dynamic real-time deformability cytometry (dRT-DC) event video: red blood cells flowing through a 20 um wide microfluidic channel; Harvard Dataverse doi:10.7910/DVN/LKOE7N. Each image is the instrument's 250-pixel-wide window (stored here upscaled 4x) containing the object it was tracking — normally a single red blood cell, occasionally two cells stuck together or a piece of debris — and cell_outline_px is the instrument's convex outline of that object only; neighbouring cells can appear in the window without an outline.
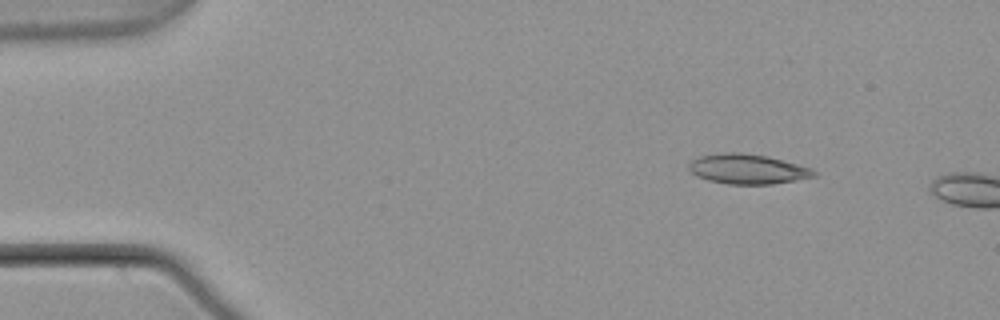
{"species": "common noctule bat (a hibernating species)", "species_latin": "Nyctalus noctula", "temperature_condition": "warm", "stored_images_in_passage": 2, "camera_frame_rate_fps": 3000, "um_per_image_px": 0.085, "animal": {"sex": "male", "body_mass_g": 21.5, "forearm_length_mm": 52.0}, "frame": {"image": 1, "passage_image": 1, "time_ms": 0.0, "image_size_px": [1000, 320], "cell_outline_px": [[816, 176], [796, 180], [772, 184], [728, 184], [708, 180], [696, 176], [688, 168], [688, 164], [692, 160], [700, 156], [724, 152], [740, 152], [768, 156], [812, 168], [816, 172]], "centroid_in_image_um": [63.54, 14.36], "position_along_channel_um": 21.5, "area_um2": 21.79}}